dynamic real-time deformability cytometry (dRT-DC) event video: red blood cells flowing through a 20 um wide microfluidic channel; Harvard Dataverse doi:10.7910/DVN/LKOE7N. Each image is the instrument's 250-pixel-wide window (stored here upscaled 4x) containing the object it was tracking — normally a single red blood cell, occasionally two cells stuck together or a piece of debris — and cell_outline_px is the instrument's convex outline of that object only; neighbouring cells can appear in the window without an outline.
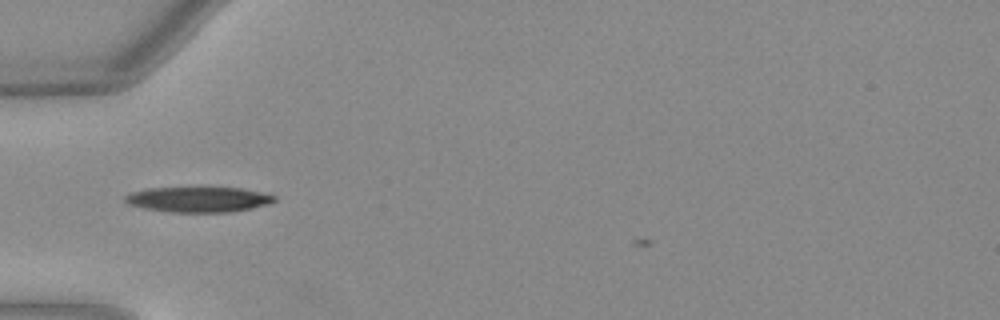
{"species": "Egyptian fruit bat (a non-hibernating species)", "species_latin": "Rousettus aegyptiacus", "temperature_condition": "warm", "stored_images_in_passage": 33, "camera_frame_rate_fps": 3000, "um_per_image_px": 0.085, "animal": {"sex": "female"}, "frame": {"image": 1, "passage_image": 2, "time_ms": 0.333, "image_size_px": [1000, 320], "cell_outline_px": [[276, 200], [268, 204], [252, 208], [232, 212], [172, 212], [144, 208], [128, 204], [124, 200], [124, 196], [132, 192], [148, 188], [240, 188], [260, 192], [276, 196]], "centroid_in_image_um": [16.86, 16.96], "position_along_channel_um": 68.1, "area_um2": 21.85}}
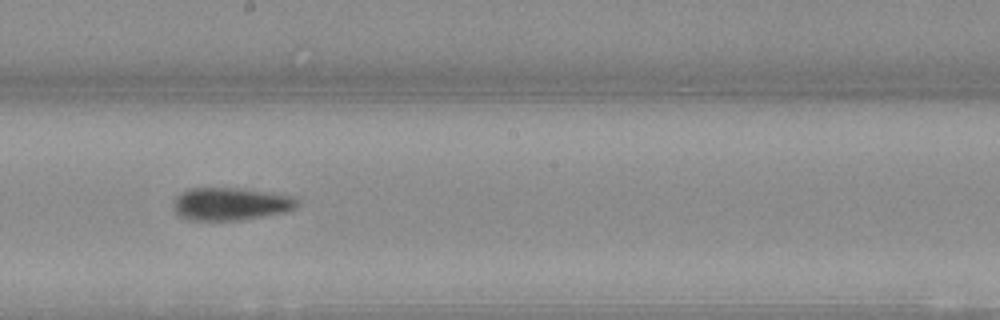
{"frame": {"image": 2, "passage_image": 14, "time_ms": 4.333, "image_size_px": [1000, 320], "cell_outline_px": [[296, 208], [288, 212], [240, 220], [188, 220], [180, 216], [176, 212], [176, 196], [180, 192], [188, 188], [244, 188], [296, 196]], "centroid_in_image_um": [19.65, 17.32], "position_along_channel_um": 228.5, "area_um2": 23.7}}
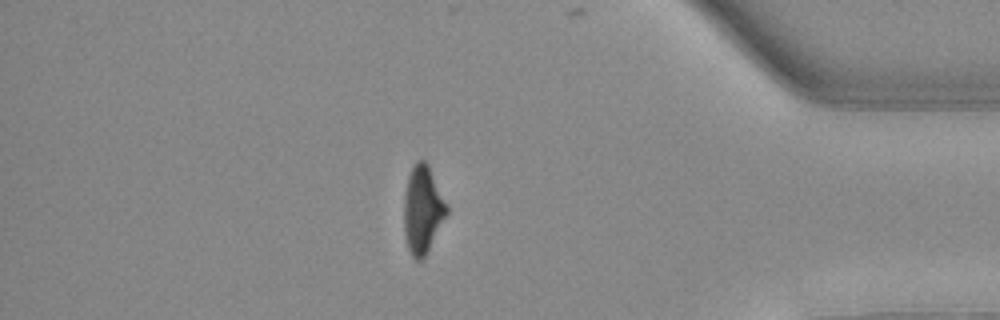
{"frame": {"image": 3, "passage_image": 29, "time_ms": 9.333, "image_size_px": [1000, 320], "cell_outline_px": [[448, 212], [424, 256], [420, 260], [416, 260], [412, 256], [408, 248], [404, 228], [404, 196], [408, 176], [416, 160], [424, 160], [428, 164], [448, 208]], "centroid_in_image_um": [35.91, 17.79], "position_along_channel_um": 399.3, "area_um2": 21.27}, "authors_computed_cell_mechanics": {"area_um2": 22.253, "velocity_mm_per_s": 4.0458, "shape_relaxation_time_tau1_ms": 6.7524, "shape_relaxation_time_tau2_ms": 3.3319, "deformation_change_tau1": 0.2507, "deformation_change_tau2": 0.1249}}